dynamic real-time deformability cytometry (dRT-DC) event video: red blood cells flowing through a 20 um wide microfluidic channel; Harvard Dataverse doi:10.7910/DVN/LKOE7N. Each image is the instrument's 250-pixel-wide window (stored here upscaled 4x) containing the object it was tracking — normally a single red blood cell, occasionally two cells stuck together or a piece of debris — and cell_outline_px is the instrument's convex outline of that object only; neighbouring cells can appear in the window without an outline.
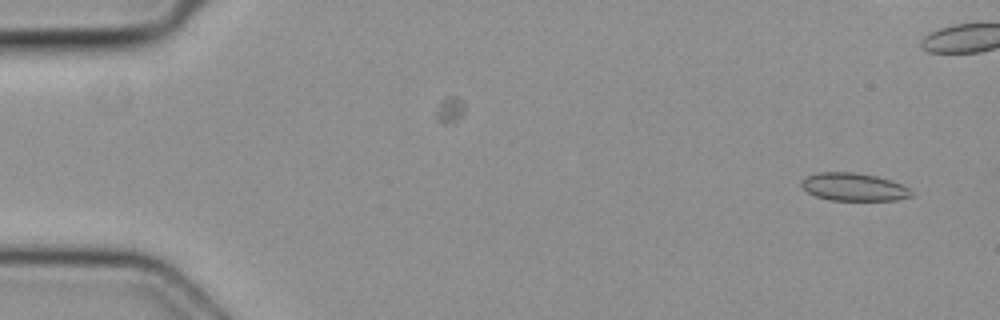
{"species": "common noctule bat (a hibernating species)", "species_latin": "Nyctalus noctula", "temperature_condition": "cold", "stored_images_in_passage": 5, "camera_frame_rate_fps": 3000, "um_per_image_px": 0.085, "animal": {"sex": "female", "body_mass_g": 19.3, "forearm_length_mm": 54.1}, "frame": {"image": 1, "passage_image": 1, "time_ms": 0.0, "image_size_px": [1000, 320], "cell_outline_px": [[912, 196], [896, 200], [832, 200], [816, 196], [808, 192], [800, 184], [800, 180], [816, 172], [856, 172], [876, 176], [900, 184], [908, 188], [912, 192]], "centroid_in_image_um": [72.54, 15.88], "position_along_channel_um": 12.5, "area_um2": 17.69}}